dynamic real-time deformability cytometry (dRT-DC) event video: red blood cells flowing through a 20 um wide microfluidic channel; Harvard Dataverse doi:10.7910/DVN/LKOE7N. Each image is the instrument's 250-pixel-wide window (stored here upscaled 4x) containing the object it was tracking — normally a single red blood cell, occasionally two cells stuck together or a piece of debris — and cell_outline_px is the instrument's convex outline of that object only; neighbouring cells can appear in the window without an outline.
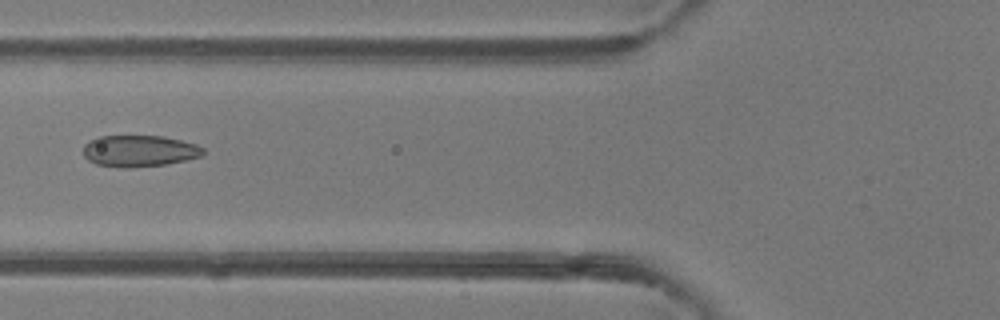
{"species": "common noctule bat (a hibernating species)", "species_latin": "Nyctalus noctula", "temperature_condition": "room temperature", "stored_images_in_passage": 47, "camera_frame_rate_fps": 3000, "um_per_image_px": 0.085, "animal": {"sex": "female"}, "frame": {"image": 1, "passage_image": 17, "time_ms": 5.333, "image_size_px": [1000, 320], "cell_outline_px": [[204, 152], [200, 156], [188, 160], [164, 164], [128, 168], [124, 168], [96, 164], [88, 160], [84, 156], [84, 144], [96, 136], [164, 136], [196, 144], [204, 148]], "centroid_in_image_um": [11.83, 12.83], "position_along_channel_um": 114.0, "area_um2": 22.02}}
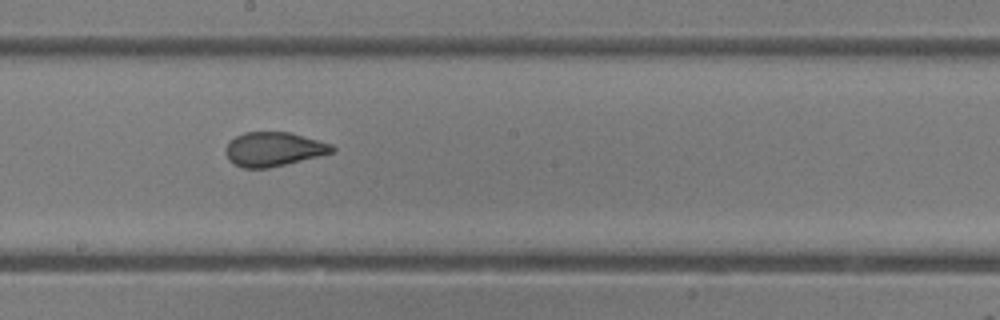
{"frame": {"image": 2, "passage_image": 25, "time_ms": 8.0, "image_size_px": [1000, 320], "cell_outline_px": [[336, 148], [332, 152], [320, 156], [268, 168], [244, 168], [232, 164], [228, 160], [224, 152], [224, 148], [236, 136], [244, 132], [288, 132], [320, 140], [332, 144]], "centroid_in_image_um": [23.24, 12.68], "position_along_channel_um": 225.0, "area_um2": 21.27}}
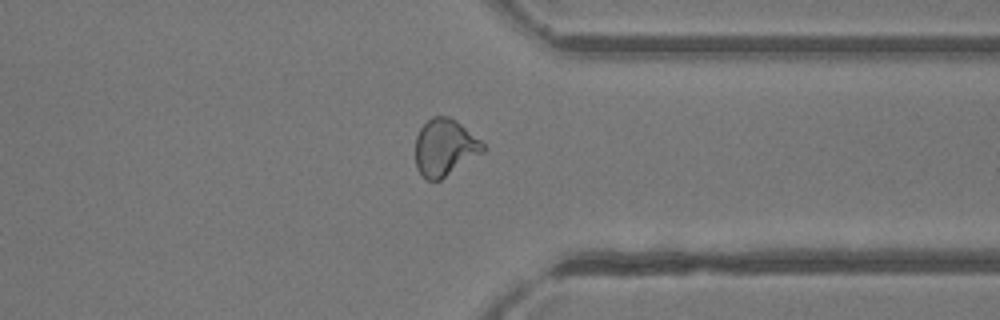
{"frame": {"image": 3, "passage_image": 36, "time_ms": 11.667, "image_size_px": [1000, 320], "cell_outline_px": [[488, 148], [484, 152], [440, 180], [428, 180], [416, 168], [416, 136], [420, 128], [432, 116], [448, 116], [456, 120], [480, 140]], "centroid_in_image_um": [37.82, 12.53], "position_along_channel_um": 373.6, "area_um2": 22.31}, "authors_computed_cell_mechanics": {"area_um2": 22.8888, "velocity_mm_per_s": 4.1594, "shape_relaxation_time_tau1_ms": 8.8565, "shape_relaxation_time_tau2_ms": 0.7354, "deformation_change_tau1": 0.2009, "deformation_change_tau2": 0.0524}}